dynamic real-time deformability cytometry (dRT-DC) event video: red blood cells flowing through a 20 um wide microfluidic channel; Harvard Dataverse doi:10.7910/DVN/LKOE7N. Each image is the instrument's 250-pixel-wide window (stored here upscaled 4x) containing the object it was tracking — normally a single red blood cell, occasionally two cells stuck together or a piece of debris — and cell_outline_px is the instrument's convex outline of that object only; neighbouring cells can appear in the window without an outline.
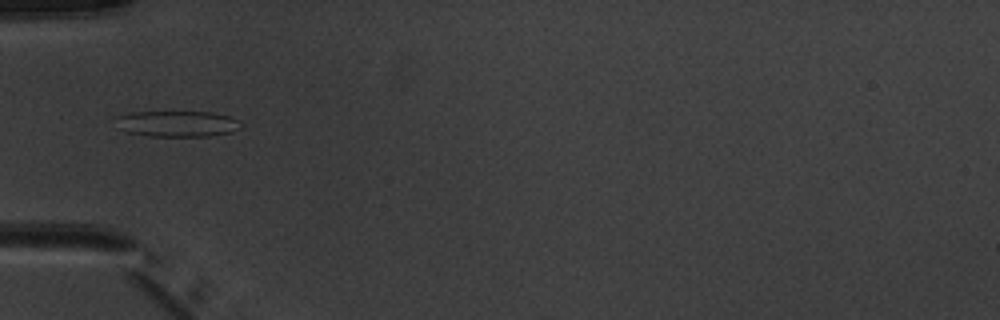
{"species": "common noctule bat (a hibernating species)", "species_latin": "Nyctalus noctula", "temperature_condition": "warm", "stored_images_in_passage": 6, "camera_frame_rate_fps": 3000, "um_per_image_px": 0.085, "animal": {"sex": "male", "body_mass_g": 20.1, "forearm_length_mm": 53.5}, "frame": {"image": 1, "passage_image": 5, "time_ms": 5.667, "image_size_px": [1000, 320], "cell_outline_px": [[244, 124], [240, 128], [232, 132], [208, 136], [148, 136], [128, 132], [120, 128], [116, 116], [128, 112], [212, 112], [228, 116], [240, 120]], "centroid_in_image_um": [15.12, 10.51], "position_along_channel_um": 69.9, "area_um2": 18.96}}
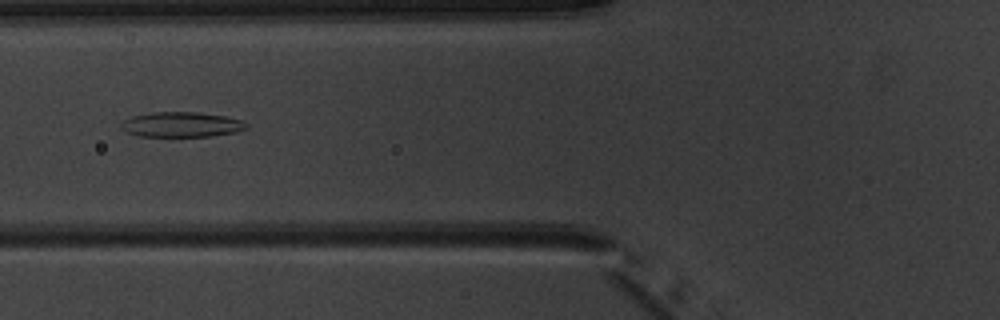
{"frame": {"image": 2, "passage_image": 6, "time_ms": 6.667, "image_size_px": [1000, 320], "cell_outline_px": [[248, 128], [236, 132], [212, 136], [140, 136], [128, 132], [120, 128], [120, 124], [124, 120], [132, 116], [152, 112], [196, 112], [224, 116], [240, 120], [248, 124]], "centroid_in_image_um": [15.42, 10.58], "position_along_channel_um": 110.4, "area_um2": 18.21}}